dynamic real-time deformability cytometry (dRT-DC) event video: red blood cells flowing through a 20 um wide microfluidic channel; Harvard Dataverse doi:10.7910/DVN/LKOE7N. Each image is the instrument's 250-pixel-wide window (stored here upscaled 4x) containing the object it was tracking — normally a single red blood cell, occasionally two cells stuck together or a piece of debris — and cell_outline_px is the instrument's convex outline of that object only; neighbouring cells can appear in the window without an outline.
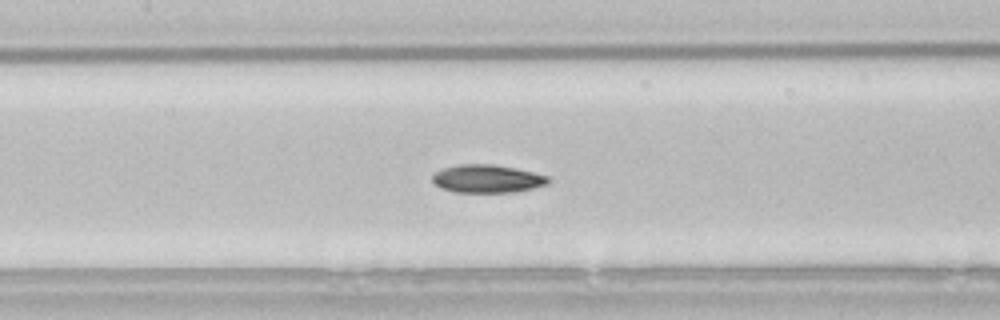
{"species": "common noctule bat (a hibernating species)", "species_latin": "Nyctalus noctula", "temperature_condition": "room temperature", "stored_images_in_passage": 42, "camera_frame_rate_fps": 3000, "um_per_image_px": 0.085, "animal": {"sex": "male", "body_mass_g": 21.5, "forearm_length_mm": 52.0}, "frame": {"image": 1, "passage_image": 13, "time_ms": 4.0, "image_size_px": [1000, 320], "cell_outline_px": [[552, 180], [548, 184], [532, 188], [512, 192], [456, 192], [440, 188], [432, 184], [432, 176], [436, 172], [444, 168], [460, 164], [492, 164], [532, 172], [548, 176]], "centroid_in_image_um": [41.39, 15.2], "position_along_channel_um": 166.0, "area_um2": 18.84}, "authors_computed_cell_mechanics": {"area_um2": 18.8717, "velocity_mm_per_s": 3.8215, "shape_relaxation_time_tau1_ms": 5.3984, "shape_relaxation_time_tau2_ms": 7.1117, "deformation_change_tau1": 0.1268, "deformation_change_tau2": 0.0989}}